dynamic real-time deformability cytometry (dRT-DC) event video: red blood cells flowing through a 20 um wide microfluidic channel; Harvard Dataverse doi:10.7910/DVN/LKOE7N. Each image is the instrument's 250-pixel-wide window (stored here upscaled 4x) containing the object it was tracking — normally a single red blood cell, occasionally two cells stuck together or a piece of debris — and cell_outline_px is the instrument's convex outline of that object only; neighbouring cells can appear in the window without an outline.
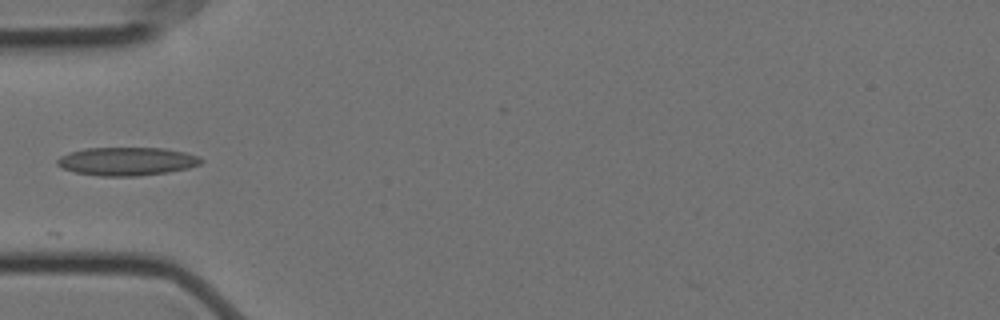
{"species": "Egyptian fruit bat (a non-hibernating species)", "species_latin": "Rousettus aegyptiacus", "temperature_condition": "cold", "stored_images_in_passage": 8, "camera_frame_rate_fps": 3000, "um_per_image_px": 0.085, "animal": {"sex": "female"}, "frame": {"image": 1, "passage_image": 1, "time_ms": 0.0, "image_size_px": [1000, 320], "cell_outline_px": [[204, 160], [200, 164], [188, 168], [168, 172], [140, 176], [100, 176], [76, 172], [64, 168], [56, 164], [56, 160], [60, 156], [68, 152], [84, 148], [164, 148], [184, 152], [200, 156]], "centroid_in_image_um": [10.79, 13.71], "position_along_channel_um": 74.2, "area_um2": 23.81}}
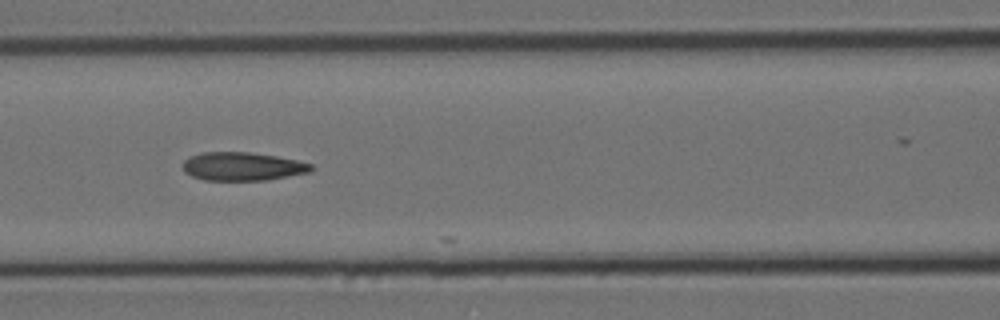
{"frame": {"image": 2, "passage_image": 7, "time_ms": 2.0, "image_size_px": [1000, 320], "cell_outline_px": [[316, 168], [312, 172], [268, 180], [204, 180], [192, 176], [184, 172], [184, 160], [188, 156], [200, 152], [248, 152], [276, 156], [296, 160], [312, 164]], "centroid_in_image_um": [20.64, 14.14], "position_along_channel_um": 146.0, "area_um2": 21.44}}